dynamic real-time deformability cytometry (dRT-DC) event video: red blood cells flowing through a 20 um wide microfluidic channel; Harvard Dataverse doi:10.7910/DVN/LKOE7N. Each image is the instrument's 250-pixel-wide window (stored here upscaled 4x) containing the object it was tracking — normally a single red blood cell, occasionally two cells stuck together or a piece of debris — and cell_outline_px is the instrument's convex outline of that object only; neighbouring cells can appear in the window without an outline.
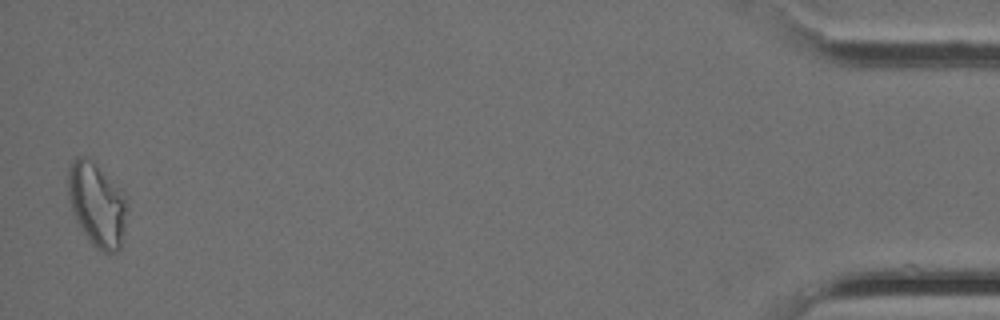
{"species": "Egyptian fruit bat (a non-hibernating species)", "species_latin": "Rousettus aegyptiacus", "temperature_condition": "cold", "stored_images_in_passage": 33, "camera_frame_rate_fps": 3000, "um_per_image_px": 0.085, "animal": {"sex": "female"}, "frame": {"image": 1, "passage_image": 33, "time_ms": 10.667, "image_size_px": [1000, 320], "cell_outline_px": [[124, 228], [120, 248], [116, 252], [104, 252], [96, 248], [92, 244], [76, 220], [68, 200], [68, 168], [72, 160], [76, 156], [80, 156], [88, 160], [100, 172], [124, 200]], "centroid_in_image_um": [8.14, 17.46], "position_along_channel_um": 427.1, "area_um2": 26.88}}